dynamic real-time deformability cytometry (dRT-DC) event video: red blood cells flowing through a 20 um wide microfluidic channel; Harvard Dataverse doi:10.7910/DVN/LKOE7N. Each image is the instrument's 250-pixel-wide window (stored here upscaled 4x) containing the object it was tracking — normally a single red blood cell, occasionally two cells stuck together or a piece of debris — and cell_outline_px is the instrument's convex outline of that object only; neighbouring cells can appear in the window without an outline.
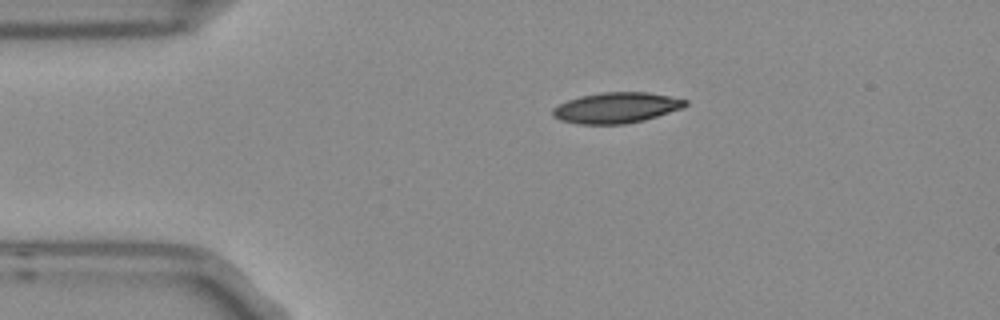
{"species": "Egyptian fruit bat (a non-hibernating species)", "species_latin": "Rousettus aegyptiacus", "temperature_condition": "room temperature", "stored_images_in_passage": 2, "camera_frame_rate_fps": 3000, "um_per_image_px": 0.085, "frame": {"image": 1, "passage_image": 1, "time_ms": 0.0, "image_size_px": [1000, 320], "cell_outline_px": [[688, 104], [680, 108], [644, 120], [624, 124], [580, 124], [560, 120], [552, 116], [552, 108], [568, 100], [580, 96], [604, 92], [648, 92], [688, 100]], "centroid_in_image_um": [52.35, 9.16], "position_along_channel_um": 32.6, "area_um2": 23.47}}